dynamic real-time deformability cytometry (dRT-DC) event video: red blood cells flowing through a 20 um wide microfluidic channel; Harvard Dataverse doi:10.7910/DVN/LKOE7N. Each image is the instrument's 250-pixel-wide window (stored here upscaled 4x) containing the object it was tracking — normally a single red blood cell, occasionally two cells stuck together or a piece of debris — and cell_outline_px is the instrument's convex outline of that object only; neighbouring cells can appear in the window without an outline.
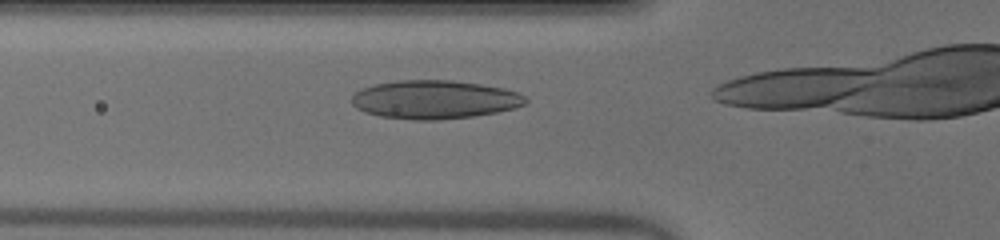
{"species": "human", "species_latin": "Homo sapiens", "temperature_condition": "warm", "stored_images_in_passage": 12, "camera_frame_rate_fps": 3000, "um_per_image_px": 0.085, "donor": {"sex": "male"}, "frame": {"image": 1, "passage_image": 9, "time_ms": 2.667, "image_size_px": [1000, 240], "cell_outline_px": [[528, 100], [524, 104], [512, 108], [496, 112], [472, 116], [436, 120], [412, 120], [380, 116], [364, 112], [356, 108], [352, 104], [352, 96], [356, 92], [364, 88], [376, 84], [396, 80], [452, 80], [480, 84], [504, 88], [516, 92], [524, 96]], "centroid_in_image_um": [36.91, 8.46], "position_along_channel_um": 88.9, "area_um2": 38.84}}